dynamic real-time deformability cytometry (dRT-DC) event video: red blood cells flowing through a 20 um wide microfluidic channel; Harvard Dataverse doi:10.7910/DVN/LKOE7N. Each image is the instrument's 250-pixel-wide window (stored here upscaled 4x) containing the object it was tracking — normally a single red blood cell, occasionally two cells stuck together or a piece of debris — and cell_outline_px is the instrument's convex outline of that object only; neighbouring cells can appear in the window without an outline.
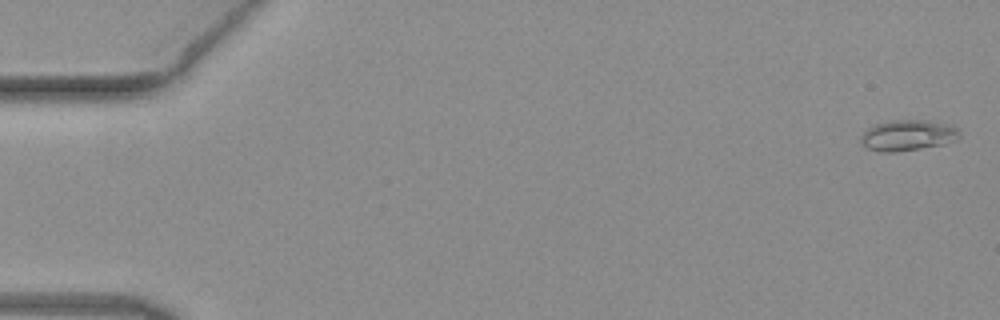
{"species": "common noctule bat (a hibernating species)", "species_latin": "Nyctalus noctula", "temperature_condition": "warm", "stored_images_in_passage": 51, "camera_frame_rate_fps": 3000, "um_per_image_px": 0.085, "animal": {"sex": "female", "body_mass_g": 19.3, "forearm_length_mm": 54.1}, "frame": {"image": 1, "passage_image": 1, "time_ms": 0.0, "image_size_px": [1000, 320], "cell_outline_px": [[960, 136], [956, 140], [944, 144], [896, 152], [880, 152], [868, 148], [860, 140], [860, 136], [868, 128], [876, 124], [892, 120], [924, 120], [952, 124], [960, 132]], "centroid_in_image_um": [77.19, 11.49], "position_along_channel_um": 7.8, "area_um2": 17.69}}
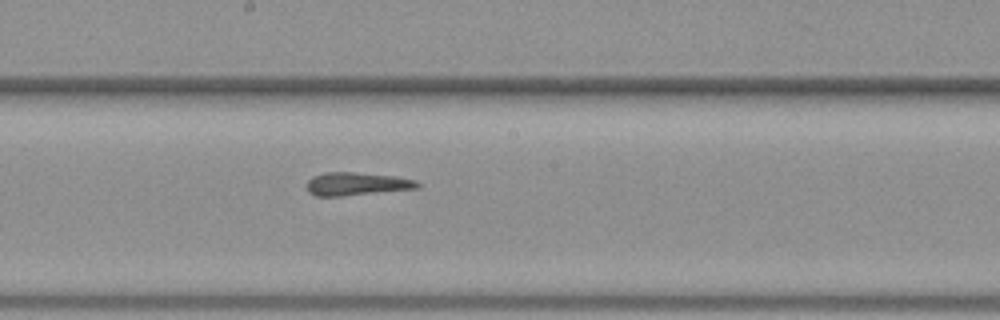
{"frame": {"image": 2, "passage_image": 28, "time_ms": 9.0, "image_size_px": [1000, 320], "cell_outline_px": [[420, 188], [340, 196], [316, 196], [308, 192], [308, 180], [312, 176], [324, 172], [352, 172], [392, 176], [416, 180], [420, 184]], "centroid_in_image_um": [30.3, 15.63], "position_along_channel_um": 217.9, "area_um2": 14.74}}
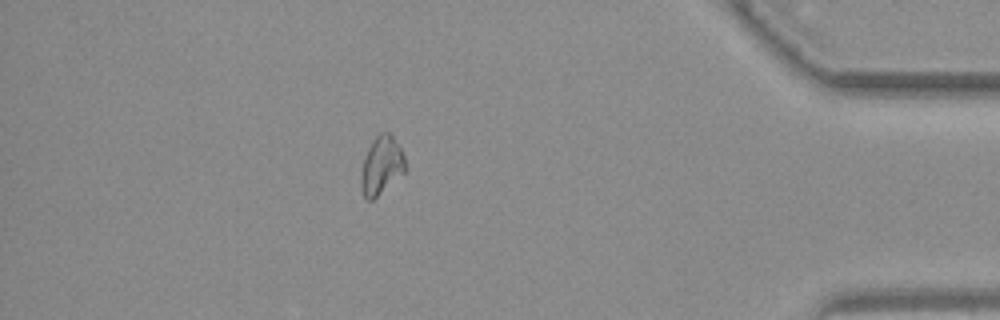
{"frame": {"image": 3, "passage_image": 45, "time_ms": 14.667, "image_size_px": [1000, 320], "cell_outline_px": [[408, 168], [404, 172], [372, 200], [368, 200], [364, 196], [360, 184], [360, 176], [364, 160], [368, 148], [372, 140], [380, 132], [388, 132], [392, 136], [400, 148], [404, 156]], "centroid_in_image_um": [32.42, 14.05], "position_along_channel_um": 402.8, "area_um2": 14.8}, "authors_computed_cell_mechanics": {"area_um2": 15.4326, "velocity_mm_per_s": 4.0357, "shape_relaxation_time_tau1_ms": 5.7221, "shape_relaxation_time_tau2_ms": 1.836, "deformation_change_tau1": 0.1534, "deformation_change_tau2": 0.097}}